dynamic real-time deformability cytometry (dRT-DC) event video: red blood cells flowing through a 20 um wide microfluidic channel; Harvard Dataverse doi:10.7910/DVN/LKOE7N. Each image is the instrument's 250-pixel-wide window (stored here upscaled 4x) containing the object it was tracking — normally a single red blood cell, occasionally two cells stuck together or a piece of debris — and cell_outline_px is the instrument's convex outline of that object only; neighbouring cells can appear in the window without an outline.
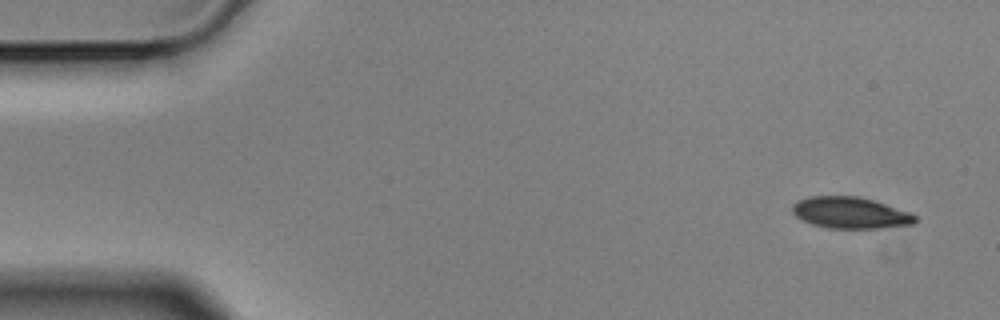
{"species": "Egyptian fruit bat (a non-hibernating species)", "species_latin": "Rousettus aegyptiacus", "temperature_condition": "cold", "stored_images_in_passage": 5, "camera_frame_rate_fps": 3000, "um_per_image_px": 0.085, "animal": {"sex": "male"}, "frame": {"image": 1, "passage_image": 1, "time_ms": 0.0, "image_size_px": [1000, 320], "cell_outline_px": [[916, 220], [912, 224], [880, 228], [828, 228], [812, 224], [796, 216], [792, 212], [792, 204], [796, 200], [808, 196], [860, 196], [912, 212], [916, 216]], "centroid_in_image_um": [72.27, 18.07], "position_along_channel_um": 12.7, "area_um2": 22.6}}